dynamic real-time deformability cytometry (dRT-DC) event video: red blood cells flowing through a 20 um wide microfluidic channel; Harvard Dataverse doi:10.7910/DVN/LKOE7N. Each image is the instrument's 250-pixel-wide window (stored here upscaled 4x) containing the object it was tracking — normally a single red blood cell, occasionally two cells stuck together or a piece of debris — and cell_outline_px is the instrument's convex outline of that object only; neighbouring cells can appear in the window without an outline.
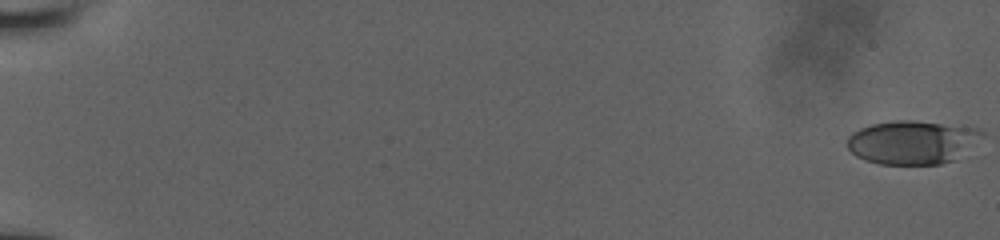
{"species": "human", "species_latin": "Homo sapiens", "temperature_condition": "room temperature", "stored_images_in_passage": 77, "camera_frame_rate_fps": 3000, "um_per_image_px": 0.085, "donor": {"sex": "male"}, "frame": {"image": 1, "passage_image": 1, "time_ms": 0.0, "image_size_px": [1000, 240], "cell_outline_px": [[984, 132], [952, 160], [940, 164], [880, 164], [864, 160], [856, 156], [848, 148], [848, 136], [852, 132], [860, 128], [872, 124], [896, 120], [912, 120], [976, 128]], "centroid_in_image_um": [77.42, 12.09], "position_along_channel_um": 7.6, "area_um2": 33.35}}
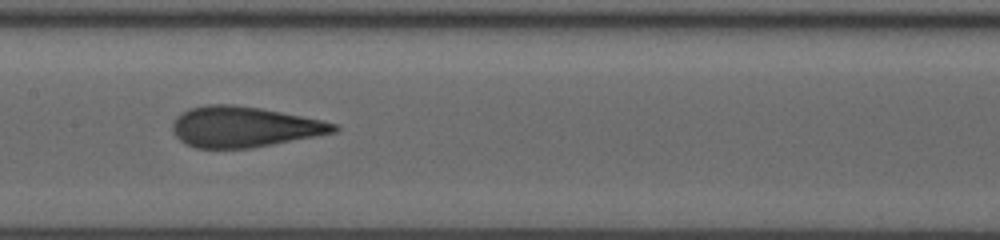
{"frame": {"image": 2, "passage_image": 41, "time_ms": 10.0, "image_size_px": [1000, 240], "cell_outline_px": [[340, 128], [336, 132], [252, 148], [196, 148], [184, 144], [172, 132], [172, 120], [180, 112], [188, 108], [208, 104], [232, 104], [260, 108], [340, 124]], "centroid_in_image_um": [20.69, 10.78], "position_along_channel_um": 186.7, "area_um2": 38.32}}
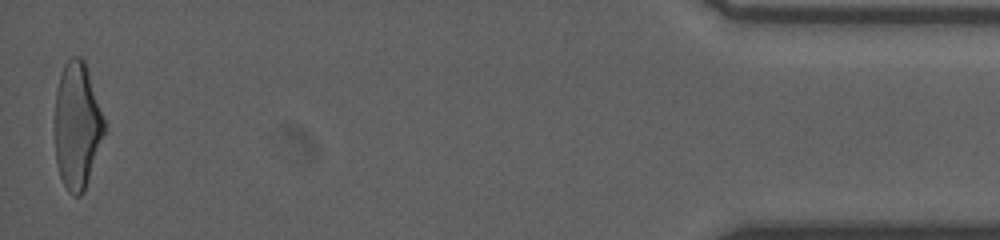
{"frame": {"image": 3, "passage_image": 76, "time_ms": 18.0, "image_size_px": [1000, 240], "cell_outline_px": [[104, 132], [84, 192], [80, 196], [72, 196], [68, 192], [60, 176], [56, 160], [56, 92], [60, 76], [64, 64], [68, 56], [80, 56], [84, 60], [104, 116]], "centroid_in_image_um": [6.55, 10.66], "position_along_channel_um": 428.6, "area_um2": 36.01}}